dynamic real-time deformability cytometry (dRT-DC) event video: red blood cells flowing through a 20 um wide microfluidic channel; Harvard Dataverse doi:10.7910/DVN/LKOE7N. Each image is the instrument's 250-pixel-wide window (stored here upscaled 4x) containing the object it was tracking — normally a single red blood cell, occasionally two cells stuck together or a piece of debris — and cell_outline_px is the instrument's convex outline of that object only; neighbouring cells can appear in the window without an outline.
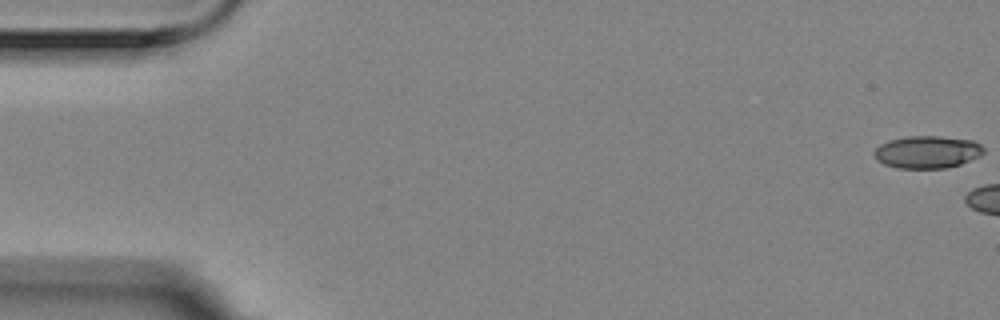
{"species": "Egyptian fruit bat (a non-hibernating species)", "species_latin": "Rousettus aegyptiacus", "temperature_condition": "room temperature", "stored_images_in_passage": 6, "camera_frame_rate_fps": 3000, "um_per_image_px": 0.085, "animal": {"sex": "female"}, "frame": {"image": 1, "passage_image": 1, "time_ms": 0.0, "image_size_px": [1000, 320], "cell_outline_px": [[984, 152], [980, 156], [960, 164], [948, 168], [896, 168], [884, 164], [876, 160], [872, 156], [872, 152], [880, 144], [888, 140], [908, 136], [940, 136], [972, 140], [980, 144], [984, 148]], "centroid_in_image_um": [78.78, 12.92], "position_along_channel_um": 6.2, "area_um2": 20.92}}